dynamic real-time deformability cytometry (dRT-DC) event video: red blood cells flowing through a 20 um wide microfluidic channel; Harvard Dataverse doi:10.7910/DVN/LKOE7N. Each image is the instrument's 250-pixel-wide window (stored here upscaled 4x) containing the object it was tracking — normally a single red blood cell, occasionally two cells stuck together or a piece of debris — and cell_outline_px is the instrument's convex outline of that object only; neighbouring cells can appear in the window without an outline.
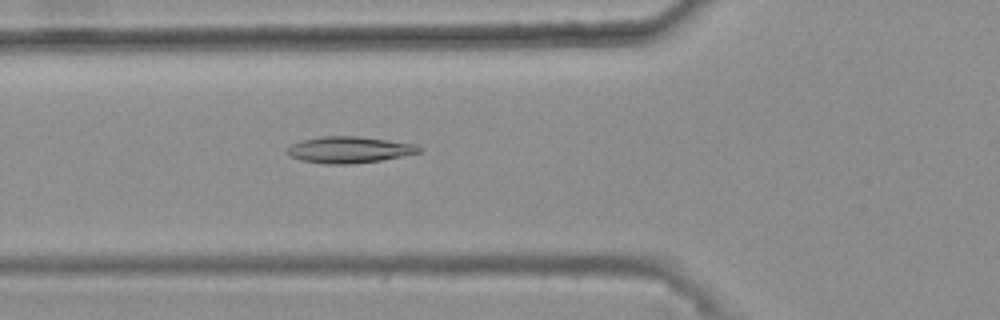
{"species": "common noctule bat (a hibernating species)", "species_latin": "Nyctalus noctula", "temperature_condition": "warm", "stored_images_in_passage": 39, "camera_frame_rate_fps": 3000, "um_per_image_px": 0.085, "animal": {"sex": "female", "body_mass_g": 25.1}, "frame": {"image": 1, "passage_image": 10, "time_ms": 3.0, "image_size_px": [1000, 320], "cell_outline_px": [[420, 152], [380, 160], [352, 164], [324, 164], [300, 160], [288, 156], [288, 148], [292, 144], [300, 140], [320, 136], [356, 136], [388, 140], [416, 144], [420, 148]], "centroid_in_image_um": [29.63, 12.73], "position_along_channel_um": 96.2, "area_um2": 20.23}}
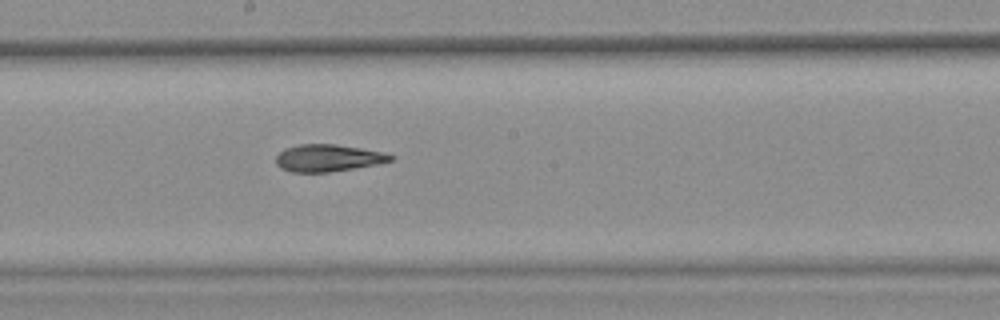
{"frame": {"image": 2, "passage_image": 20, "time_ms": 6.333, "image_size_px": [1000, 320], "cell_outline_px": [[396, 156], [392, 160], [376, 164], [328, 172], [292, 172], [280, 168], [276, 164], [276, 156], [284, 148], [300, 144], [336, 144], [384, 152]], "centroid_in_image_um": [27.86, 13.42], "position_along_channel_um": 220.3, "area_um2": 18.03}}
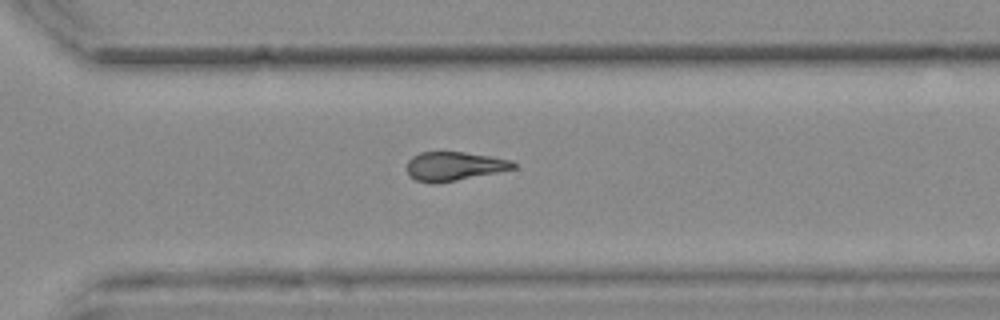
{"frame": {"image": 3, "passage_image": 29, "time_ms": 9.333, "image_size_px": [1000, 320], "cell_outline_px": [[516, 168], [456, 180], [432, 184], [416, 180], [408, 176], [408, 160], [412, 156], [420, 152], [464, 152], [492, 156], [512, 160], [516, 164]], "centroid_in_image_um": [38.59, 14.12], "position_along_channel_um": 332.0, "area_um2": 17.86}, "authors_computed_cell_mechanics": {"area_um2": 18.7272, "velocity_mm_per_s": 3.7234, "shape_relaxation_time_tau1_ms": null, "shape_relaxation_time_tau2_ms": 4.9469, "deformation_change_tau1": null, "deformation_change_tau2": 0.1332}}